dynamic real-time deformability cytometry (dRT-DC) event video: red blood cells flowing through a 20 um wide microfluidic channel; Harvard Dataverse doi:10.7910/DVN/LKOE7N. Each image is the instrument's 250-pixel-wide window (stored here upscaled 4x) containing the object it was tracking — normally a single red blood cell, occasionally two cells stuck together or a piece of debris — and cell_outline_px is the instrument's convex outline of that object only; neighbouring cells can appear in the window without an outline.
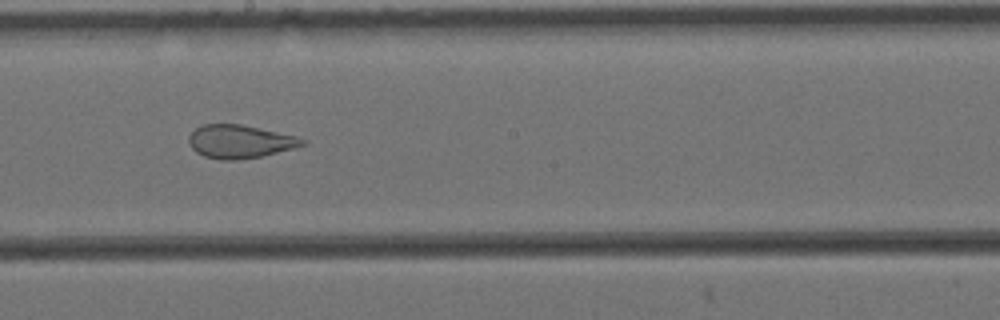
{"species": "Egyptian fruit bat (a non-hibernating species)", "species_latin": "Rousettus aegyptiacus", "temperature_condition": "cold", "stored_images_in_passage": 9, "camera_frame_rate_fps": 3000, "um_per_image_px": 0.085, "animal": {"sex": "female"}, "frame": {"image": 1, "passage_image": 8, "time_ms": 2.333, "image_size_px": [1000, 320], "cell_outline_px": [[308, 144], [260, 156], [236, 160], [220, 160], [204, 156], [196, 152], [192, 148], [188, 140], [188, 136], [196, 128], [204, 124], [240, 124], [296, 136], [308, 140]], "centroid_in_image_um": [20.38, 12.03], "position_along_channel_um": 227.8, "area_um2": 21.85}}